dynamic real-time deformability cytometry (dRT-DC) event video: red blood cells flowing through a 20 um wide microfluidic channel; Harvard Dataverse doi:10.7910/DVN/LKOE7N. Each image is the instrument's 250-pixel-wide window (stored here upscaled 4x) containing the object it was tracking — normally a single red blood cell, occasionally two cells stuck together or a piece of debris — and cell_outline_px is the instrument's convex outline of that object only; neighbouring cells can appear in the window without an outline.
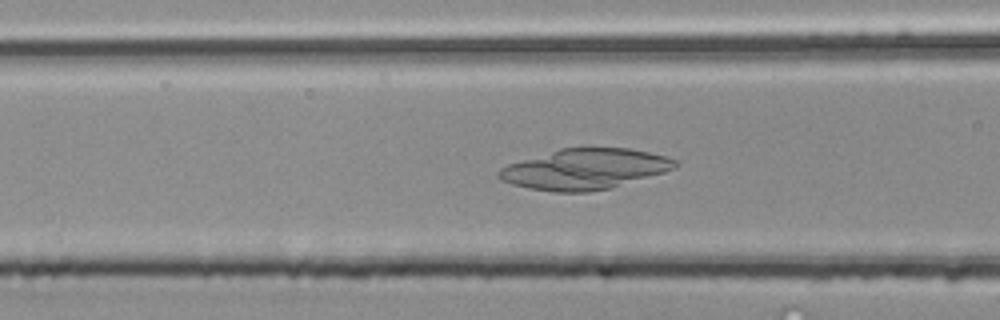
{"species": "common noctule bat (a hibernating species)", "species_latin": "Nyctalus noctula", "temperature_condition": "room temperature", "stored_images_in_passage": 34, "camera_frame_rate_fps": 3000, "um_per_image_px": 0.085, "animal": {"sex": "male", "body_mass_g": 20.4}, "frame": {"image": 1, "passage_image": 21, "time_ms": 6.667, "image_size_px": [1000, 320], "cell_outline_px": [[676, 168], [664, 172], [612, 188], [588, 192], [556, 192], [528, 188], [512, 184], [500, 180], [496, 176], [496, 172], [500, 168], [508, 164], [560, 148], [628, 148], [668, 156], [676, 160]], "centroid_in_image_um": [49.68, 14.38], "position_along_channel_um": 116.9, "area_um2": 41.67}}
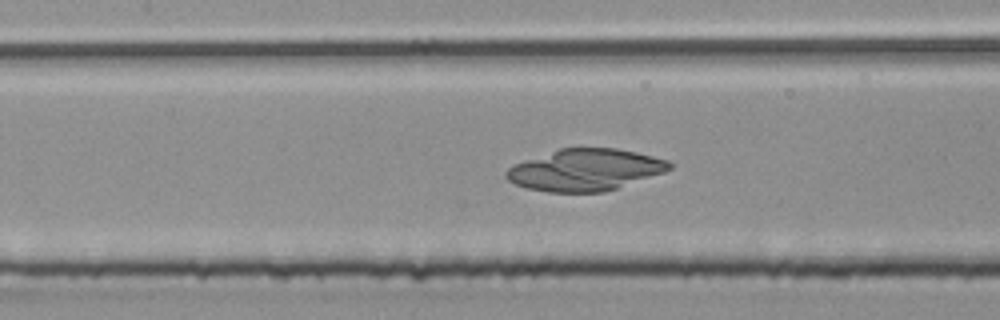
{"frame": {"image": 2, "passage_image": 24, "time_ms": 7.667, "image_size_px": [1000, 320], "cell_outline_px": [[672, 168], [664, 172], [604, 192], [548, 192], [528, 188], [516, 184], [508, 180], [504, 176], [504, 172], [512, 164], [560, 148], [616, 148], [636, 152], [668, 160], [672, 164]], "centroid_in_image_um": [49.71, 14.43], "position_along_channel_um": 157.7, "area_um2": 39.54}}
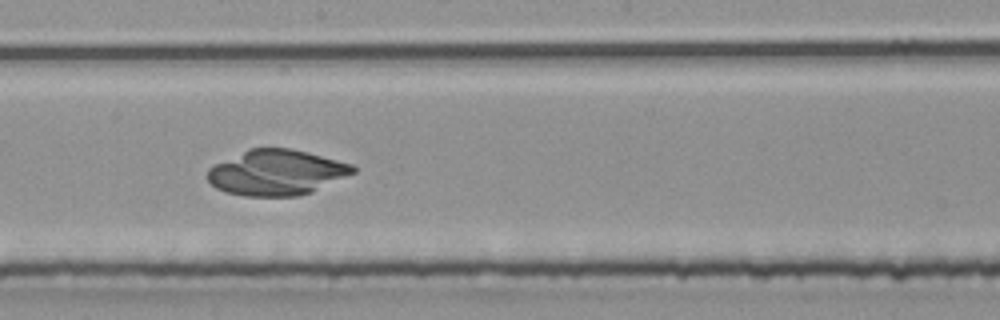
{"frame": {"image": 3, "passage_image": 29, "time_ms": 9.333, "image_size_px": [1000, 320], "cell_outline_px": [[356, 172], [312, 192], [296, 196], [244, 196], [224, 192], [216, 188], [208, 180], [208, 168], [248, 148], [292, 148], [308, 152], [352, 164], [356, 168]], "centroid_in_image_um": [23.51, 14.66], "position_along_channel_um": 224.7, "area_um2": 38.49}}